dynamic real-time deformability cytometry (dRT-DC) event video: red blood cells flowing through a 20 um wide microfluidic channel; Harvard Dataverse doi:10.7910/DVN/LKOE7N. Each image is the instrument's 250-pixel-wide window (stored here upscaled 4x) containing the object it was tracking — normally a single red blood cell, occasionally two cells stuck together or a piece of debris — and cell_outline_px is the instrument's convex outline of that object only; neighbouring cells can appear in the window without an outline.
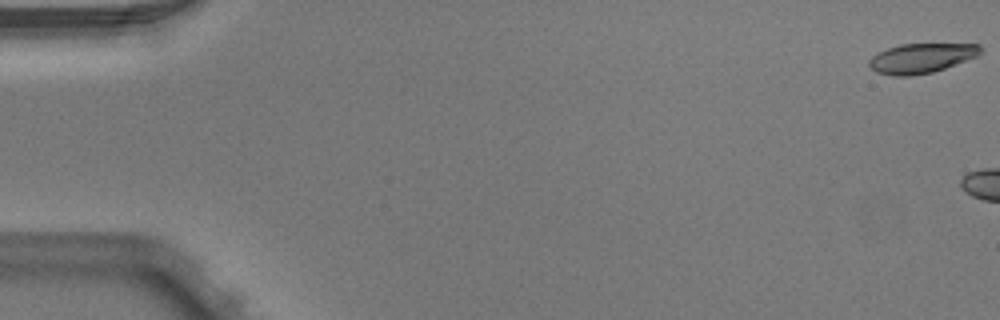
{"species": "Egyptian fruit bat (a non-hibernating species)", "species_latin": "Rousettus aegyptiacus", "temperature_condition": "warm", "stored_images_in_passage": 6, "camera_frame_rate_fps": 3000, "um_per_image_px": 0.085, "animal": {"sex": "male"}, "frame": {"image": 1, "passage_image": 1, "time_ms": 0.0, "image_size_px": [1000, 320], "cell_outline_px": [[980, 52], [976, 56], [944, 68], [932, 72], [912, 76], [892, 76], [876, 72], [868, 64], [868, 60], [872, 56], [888, 48], [900, 44], [980, 44]], "centroid_in_image_um": [78.26, 4.95], "position_along_channel_um": 6.7, "area_um2": 19.02}}